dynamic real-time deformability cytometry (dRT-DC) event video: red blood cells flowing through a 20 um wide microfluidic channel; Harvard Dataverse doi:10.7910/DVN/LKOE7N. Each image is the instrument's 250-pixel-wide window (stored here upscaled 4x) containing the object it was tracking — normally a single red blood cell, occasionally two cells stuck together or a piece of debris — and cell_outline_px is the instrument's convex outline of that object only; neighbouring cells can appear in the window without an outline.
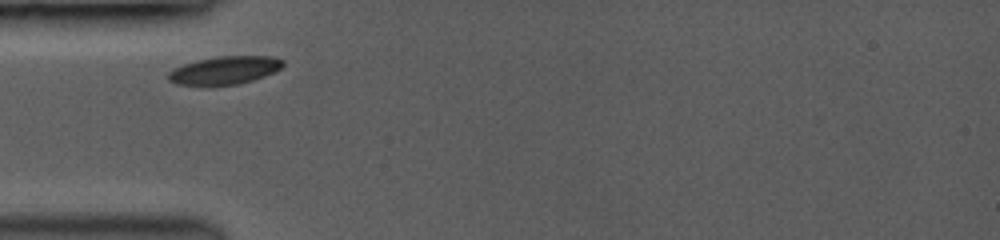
{"species": "common noctule bat (a hibernating species)", "species_latin": "Nyctalus noctula", "temperature_condition": "room temperature", "stored_images_in_passage": 33, "camera_frame_rate_fps": 3500, "um_per_image_px": 0.085, "animal": {"sex": "female", "body_mass_g": 19.0, "forearm_length_mm": 53.3}, "frame": {"image": 1, "passage_image": 1, "time_ms": 0.0, "image_size_px": [1000, 240], "cell_outline_px": [[284, 64], [280, 68], [264, 76], [252, 80], [236, 84], [180, 84], [168, 80], [168, 72], [184, 64], [196, 60], [220, 56], [272, 56], [284, 60]], "centroid_in_image_um": [19.12, 5.94], "position_along_channel_um": 65.9, "area_um2": 18.21}}
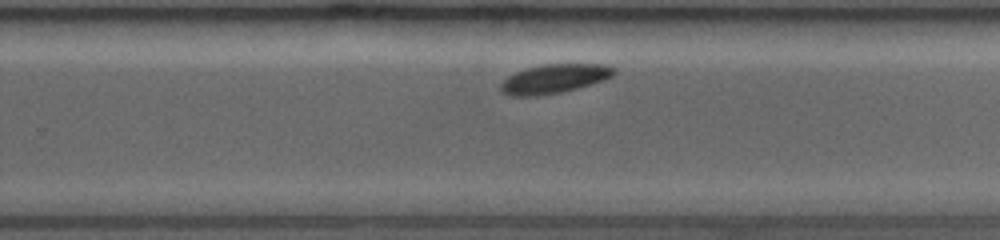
{"frame": {"image": 2, "passage_image": 21, "time_ms": 5.714, "image_size_px": [1000, 240], "cell_outline_px": [[616, 72], [612, 76], [604, 80], [576, 88], [560, 92], [528, 96], [512, 96], [504, 92], [500, 88], [500, 84], [508, 76], [516, 72], [528, 68], [544, 64], [604, 64], [616, 68]], "centroid_in_image_um": [47.14, 6.68], "position_along_channel_um": 282.7, "area_um2": 18.84}}
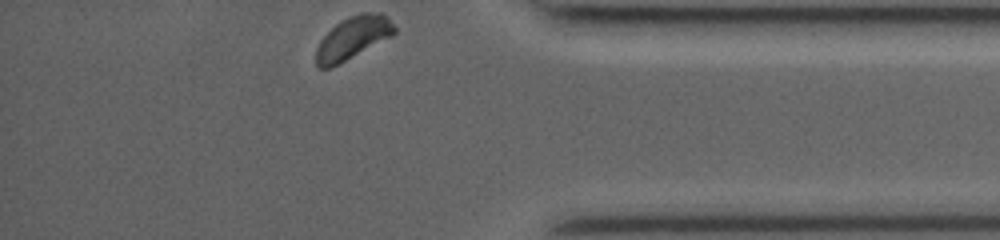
{"frame": {"image": 3, "passage_image": 33, "time_ms": 9.143, "image_size_px": [1000, 240], "cell_outline_px": [[396, 32], [392, 36], [332, 68], [320, 68], [316, 64], [316, 48], [320, 40], [336, 24], [360, 12], [380, 12], [396, 28]], "centroid_in_image_um": [29.98, 3.24], "position_along_channel_um": 405.2, "area_um2": 19.19}, "authors_computed_cell_mechanics": {"area_um2": 19.1318, "velocity_mm_per_s": 3.8098, "shape_relaxation_time_tau1_ms": 1.8404, "shape_relaxation_time_tau2_ms": null, "deformation_change_tau1": 0.0653, "deformation_change_tau2": null}}